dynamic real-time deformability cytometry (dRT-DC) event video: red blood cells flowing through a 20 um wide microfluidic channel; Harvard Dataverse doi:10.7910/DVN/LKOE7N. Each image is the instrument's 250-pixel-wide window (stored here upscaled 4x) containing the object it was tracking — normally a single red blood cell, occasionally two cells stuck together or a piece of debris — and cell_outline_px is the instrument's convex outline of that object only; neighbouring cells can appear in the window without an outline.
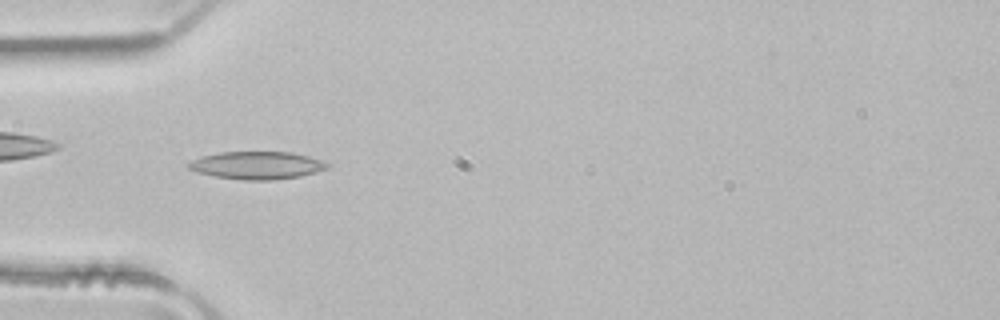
{"species": "common noctule bat (a hibernating species)", "species_latin": "Nyctalus noctula", "temperature_condition": "room temperature", "stored_images_in_passage": 43, "camera_frame_rate_fps": 3000, "um_per_image_px": 0.085, "animal": {"sex": "male", "body_mass_g": 21.5, "forearm_length_mm": 52.0}, "frame": {"image": 1, "passage_image": 8, "time_ms": 2.333, "image_size_px": [1000, 320], "cell_outline_px": [[328, 168], [300, 176], [272, 180], [244, 180], [216, 176], [196, 172], [188, 168], [184, 164], [192, 160], [204, 156], [220, 152], [292, 152], [308, 156], [320, 160], [328, 164]], "centroid_in_image_um": [21.8, 14.05], "position_along_channel_um": 63.2, "area_um2": 22.2}}
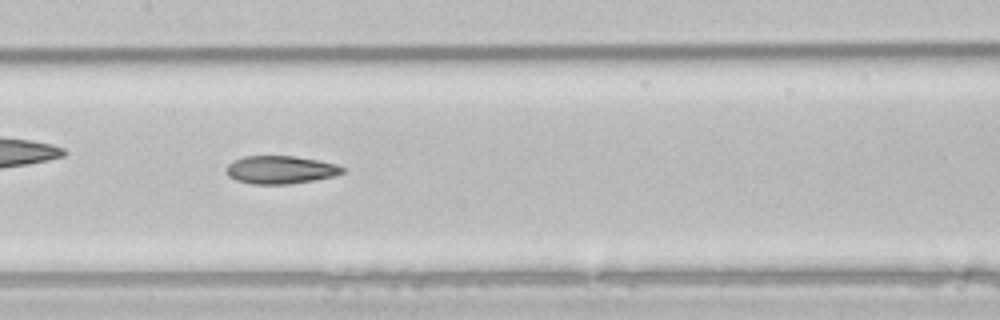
{"frame": {"image": 2, "passage_image": 17, "time_ms": 5.333, "image_size_px": [1000, 320], "cell_outline_px": [[348, 168], [344, 172], [332, 176], [292, 184], [252, 184], [236, 180], [228, 176], [224, 168], [232, 160], [244, 156], [296, 156], [336, 164]], "centroid_in_image_um": [23.81, 14.43], "position_along_channel_um": 183.6, "area_um2": 19.07}}
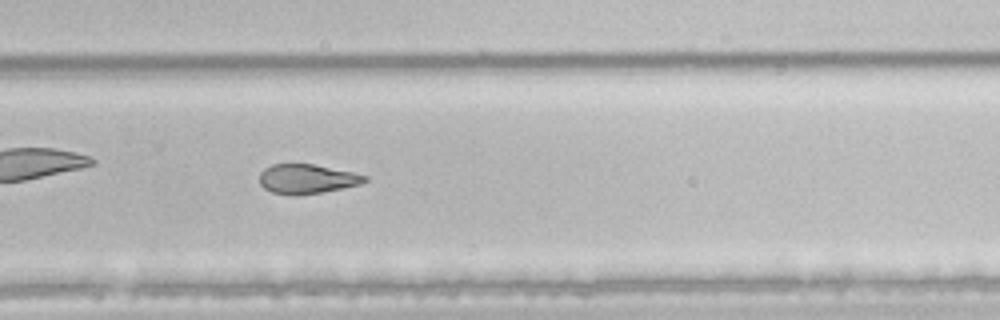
{"frame": {"image": 3, "passage_image": 26, "time_ms": 8.333, "image_size_px": [1000, 320], "cell_outline_px": [[368, 180], [360, 184], [320, 192], [296, 196], [272, 192], [264, 188], [260, 184], [260, 172], [264, 168], [272, 164], [312, 164], [352, 172], [368, 176]], "centroid_in_image_um": [26.06, 15.2], "position_along_channel_um": 303.7, "area_um2": 17.92}, "authors_computed_cell_mechanics": {"area_um2": 20.3456, "velocity_mm_per_s": 4.0351, "shape_relaxation_time_tau1_ms": 5.2602, "shape_relaxation_time_tau2_ms": 3.6116, "deformation_change_tau1": 0.1719, "deformation_change_tau2": 0.1222}}